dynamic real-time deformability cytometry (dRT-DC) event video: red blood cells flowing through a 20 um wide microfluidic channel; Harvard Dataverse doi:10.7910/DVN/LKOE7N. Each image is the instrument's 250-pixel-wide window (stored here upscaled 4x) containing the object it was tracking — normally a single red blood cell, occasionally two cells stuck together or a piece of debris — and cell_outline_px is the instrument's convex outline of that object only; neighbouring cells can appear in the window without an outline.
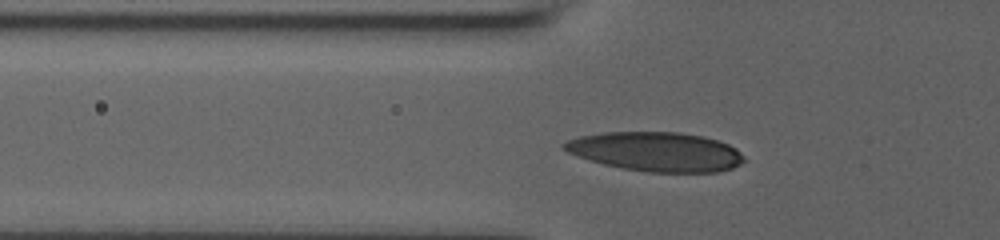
{"species": "human", "species_latin": "Homo sapiens", "temperature_condition": "room temperature", "stored_images_in_passage": 41, "camera_frame_rate_fps": 3000, "um_per_image_px": 0.085, "donor": {"sex": "male"}, "frame": {"image": 1, "passage_image": 12, "time_ms": 3.667, "image_size_px": [1000, 240], "cell_outline_px": [[744, 160], [740, 164], [732, 168], [716, 172], [648, 172], [624, 168], [604, 164], [588, 160], [576, 156], [560, 148], [560, 144], [568, 140], [580, 136], [604, 132], [680, 132], [704, 136], [728, 144], [736, 148], [744, 156]], "centroid_in_image_um": [55.74, 12.88], "position_along_channel_um": 70.1, "area_um2": 41.27}}
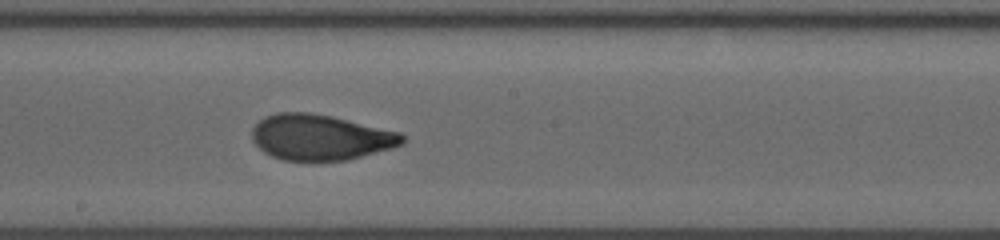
{"frame": {"image": 2, "passage_image": 24, "time_ms": 7.667, "image_size_px": [1000, 240], "cell_outline_px": [[404, 144], [392, 148], [348, 160], [284, 160], [272, 156], [264, 152], [252, 140], [252, 128], [264, 116], [276, 112], [308, 112], [332, 116], [400, 132], [404, 136]], "centroid_in_image_um": [27.23, 11.66], "position_along_channel_um": 221.0, "area_um2": 39.94}}
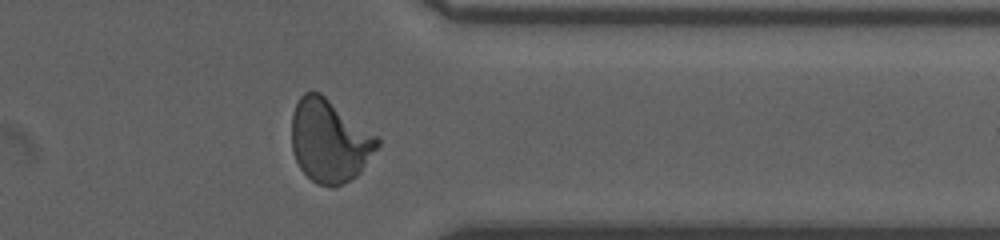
{"frame": {"image": 3, "passage_image": 37, "time_ms": 12.0, "image_size_px": [1000, 240], "cell_outline_px": [[380, 144], [360, 172], [356, 176], [344, 184], [332, 188], [316, 184], [300, 168], [296, 160], [292, 148], [292, 112], [300, 96], [304, 92], [320, 92], [376, 136], [380, 140]], "centroid_in_image_um": [27.99, 11.99], "position_along_channel_um": 383.4, "area_um2": 41.15}, "authors_computed_cell_mechanics": {"area_um2": 39.5352, "velocity_mm_per_s": 3.837, "shape_relaxation_time_tau1_ms": 5.0563, "shape_relaxation_time_tau2_ms": 0.8313, "deformation_change_tau1": 0.2131, "deformation_change_tau2": 0.0672}}